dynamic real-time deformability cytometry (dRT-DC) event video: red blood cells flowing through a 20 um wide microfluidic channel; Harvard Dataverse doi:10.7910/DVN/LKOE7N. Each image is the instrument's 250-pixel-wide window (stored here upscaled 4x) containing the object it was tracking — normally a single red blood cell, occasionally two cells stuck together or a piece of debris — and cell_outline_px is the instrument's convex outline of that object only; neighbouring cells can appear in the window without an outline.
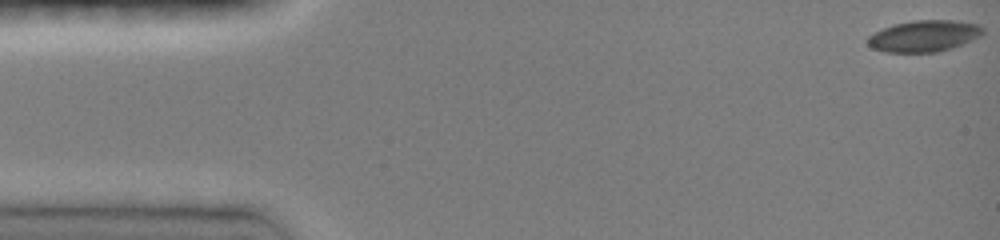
{"species": "common noctule bat (a hibernating species)", "species_latin": "Nyctalus noctula", "temperature_condition": "room temperature", "stored_images_in_passage": 42, "camera_frame_rate_fps": 3000, "um_per_image_px": 0.085, "animal": {"sex": "female", "body_mass_g": 19.0, "forearm_length_mm": 51.5}, "frame": {"image": 1, "passage_image": 1, "time_ms": 0.0, "image_size_px": [1000, 240], "cell_outline_px": [[984, 32], [980, 36], [972, 40], [936, 52], [888, 52], [872, 48], [868, 44], [868, 36], [892, 24], [916, 20], [952, 20], [980, 24], [984, 28]], "centroid_in_image_um": [78.56, 3.04], "position_along_channel_um": 6.4, "area_um2": 20.87}}
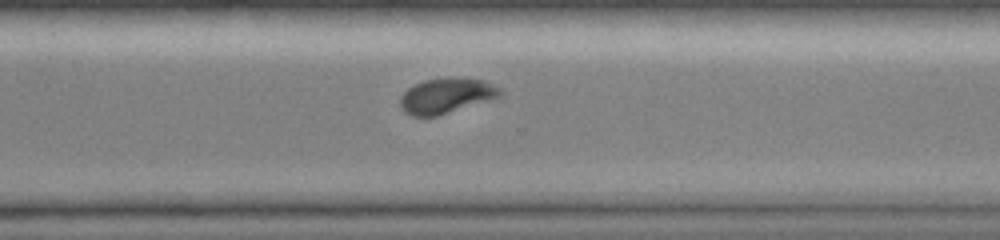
{"frame": {"image": 2, "passage_image": 34, "time_ms": 11.0, "image_size_px": [1000, 240], "cell_outline_px": [[504, 92], [500, 96], [436, 116], [412, 116], [404, 112], [400, 104], [400, 96], [408, 88], [424, 80], [448, 76], [452, 76], [484, 80], [500, 88]], "centroid_in_image_um": [37.92, 8.11], "position_along_channel_um": 332.7, "area_um2": 20.46}}
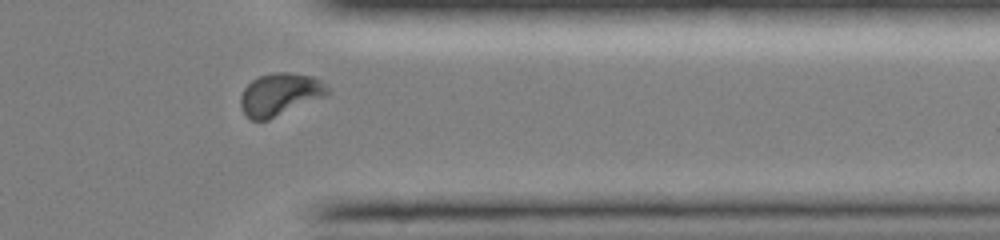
{"frame": {"image": 3, "passage_image": 38, "time_ms": 12.333, "image_size_px": [1000, 240], "cell_outline_px": [[332, 92], [324, 96], [268, 120], [252, 120], [244, 112], [240, 104], [240, 96], [244, 88], [252, 80], [260, 76], [272, 72], [288, 72], [312, 76], [320, 80], [332, 88]], "centroid_in_image_um": [23.81, 8.0], "position_along_channel_um": 387.6, "area_um2": 21.44}}